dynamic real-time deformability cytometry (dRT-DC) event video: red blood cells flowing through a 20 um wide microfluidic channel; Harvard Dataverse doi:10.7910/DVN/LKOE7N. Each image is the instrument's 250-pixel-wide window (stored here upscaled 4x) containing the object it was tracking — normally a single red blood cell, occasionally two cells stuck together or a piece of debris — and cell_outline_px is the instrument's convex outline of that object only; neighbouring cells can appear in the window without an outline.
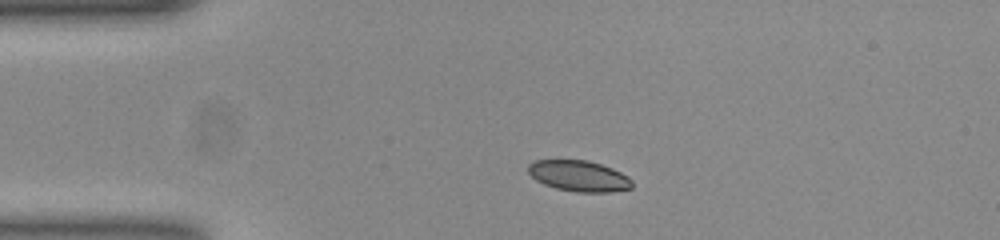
{"species": "common noctule bat (a hibernating species)", "species_latin": "Nyctalus noctula", "temperature_condition": "room temperature", "stored_images_in_passage": 42, "camera_frame_rate_fps": 3000, "um_per_image_px": 0.085, "animal": {"sex": "female", "body_mass_g": 23.0, "forearm_length_mm": 53.4}, "frame": {"image": 1, "passage_image": 1, "time_ms": 0.0, "image_size_px": [1000, 240], "cell_outline_px": [[632, 188], [608, 192], [576, 192], [556, 188], [544, 184], [536, 180], [528, 172], [528, 164], [536, 160], [588, 160], [612, 168], [628, 176], [632, 180]], "centroid_in_image_um": [49.21, 14.95], "position_along_channel_um": 35.8, "area_um2": 18.67}}
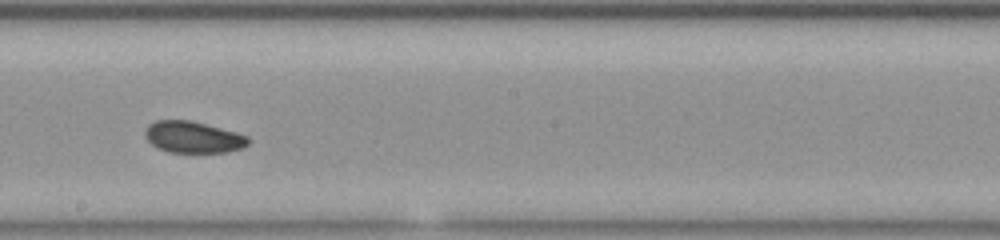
{"frame": {"image": 2, "passage_image": 19, "time_ms": 6.0, "image_size_px": [1000, 240], "cell_outline_px": [[248, 144], [240, 148], [228, 152], [168, 152], [152, 144], [144, 136], [144, 128], [148, 124], [156, 120], [192, 120], [236, 132], [248, 136]], "centroid_in_image_um": [16.38, 11.64], "position_along_channel_um": 231.8, "area_um2": 18.96}}
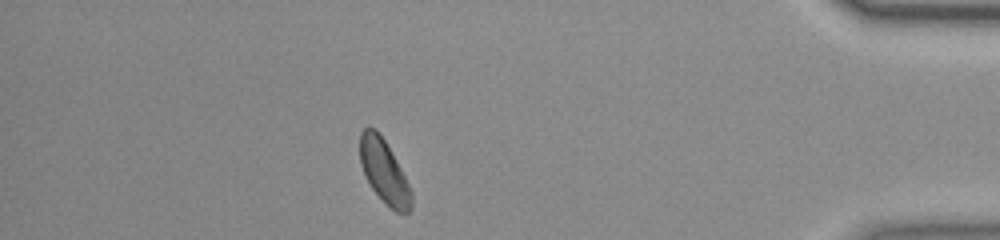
{"frame": {"image": 3, "passage_image": 36, "time_ms": 11.667, "image_size_px": [1000, 240], "cell_outline_px": [[412, 208], [408, 212], [396, 212], [372, 188], [360, 164], [360, 132], [368, 124], [376, 128], [384, 140], [400, 168], [412, 192]], "centroid_in_image_um": [32.63, 14.52], "position_along_channel_um": 402.6, "area_um2": 18.55}, "authors_computed_cell_mechanics": {"area_um2": 19.2763, "velocity_mm_per_s": 3.8518, "shape_relaxation_time_tau1_ms": null, "shape_relaxation_time_tau2_ms": 2.2153, "deformation_change_tau1": null, "deformation_change_tau2": 0.055}}